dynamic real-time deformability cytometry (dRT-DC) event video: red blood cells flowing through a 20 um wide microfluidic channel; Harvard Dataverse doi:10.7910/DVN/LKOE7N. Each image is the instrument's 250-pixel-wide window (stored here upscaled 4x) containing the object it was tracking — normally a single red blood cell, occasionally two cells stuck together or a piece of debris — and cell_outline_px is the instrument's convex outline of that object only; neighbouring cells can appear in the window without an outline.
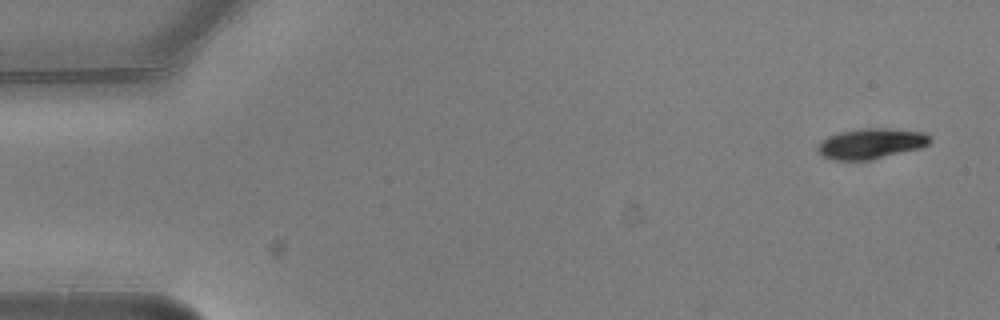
{"species": "common noctule bat (a hibernating species)", "species_latin": "Nyctalus noctula", "temperature_condition": "warm", "stored_images_in_passage": 5, "camera_frame_rate_fps": 3000, "um_per_image_px": 0.085, "animal": {"sex": "male", "body_mass_g": 20.5, "forearm_length_mm": 52.5}, "frame": {"image": 1, "passage_image": 1, "time_ms": 0.0, "image_size_px": [1000, 320], "cell_outline_px": [[932, 140], [928, 144], [920, 148], [872, 160], [832, 160], [824, 156], [816, 148], [820, 140], [828, 136], [840, 132], [860, 128], [888, 128], [924, 132], [932, 136]], "centroid_in_image_um": [74.05, 12.2], "position_along_channel_um": 10.9, "area_um2": 20.11}}
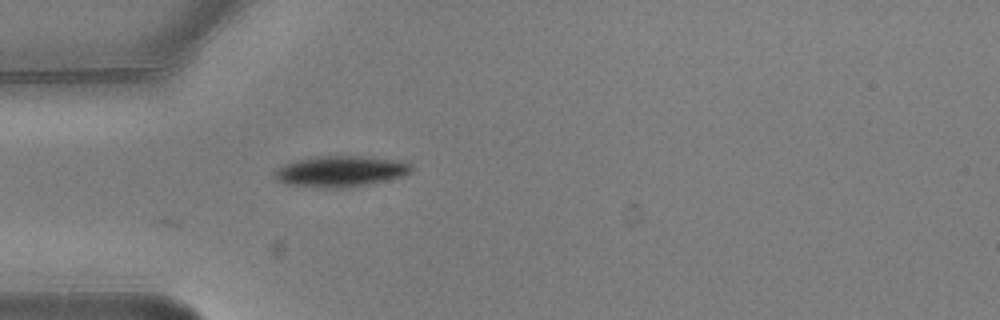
{"frame": {"image": 2, "passage_image": 5, "time_ms": 1.333, "image_size_px": [1000, 320], "cell_outline_px": [[412, 172], [404, 176], [368, 184], [348, 188], [316, 188], [284, 184], [276, 180], [272, 172], [276, 168], [292, 160], [316, 156], [364, 156], [404, 160], [412, 164]], "centroid_in_image_um": [28.92, 14.56], "position_along_channel_um": 56.1, "area_um2": 25.43}}